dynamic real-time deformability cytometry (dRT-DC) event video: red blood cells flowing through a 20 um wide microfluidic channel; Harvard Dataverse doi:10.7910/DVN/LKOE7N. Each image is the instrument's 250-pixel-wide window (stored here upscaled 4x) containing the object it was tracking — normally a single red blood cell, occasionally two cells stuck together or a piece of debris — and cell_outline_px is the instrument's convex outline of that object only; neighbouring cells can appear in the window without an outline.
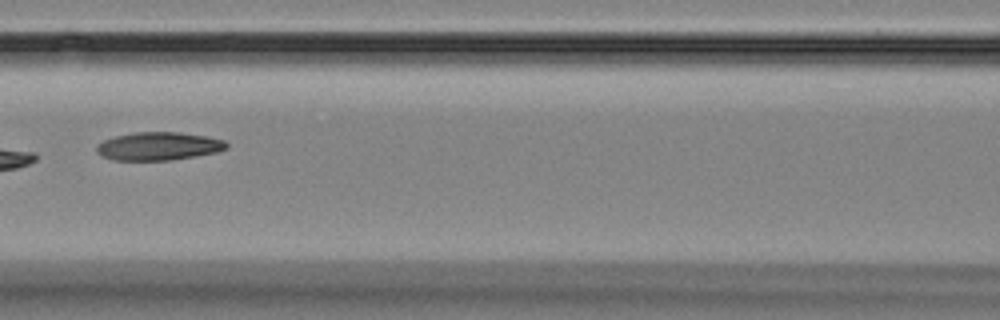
{"species": "Egyptian fruit bat (a non-hibernating species)", "species_latin": "Rousettus aegyptiacus", "temperature_condition": "room temperature", "stored_images_in_passage": 15, "camera_frame_rate_fps": 3000, "um_per_image_px": 0.085, "animal": {"sex": "female"}, "frame": {"image": 1, "passage_image": 7, "time_ms": 7.0, "image_size_px": [1000, 320], "cell_outline_px": [[228, 148], [216, 152], [168, 160], [112, 160], [96, 152], [96, 148], [104, 140], [116, 136], [132, 132], [180, 132], [208, 136], [224, 140], [228, 144]], "centroid_in_image_um": [13.5, 12.41], "position_along_channel_um": 153.1, "area_um2": 21.15}}
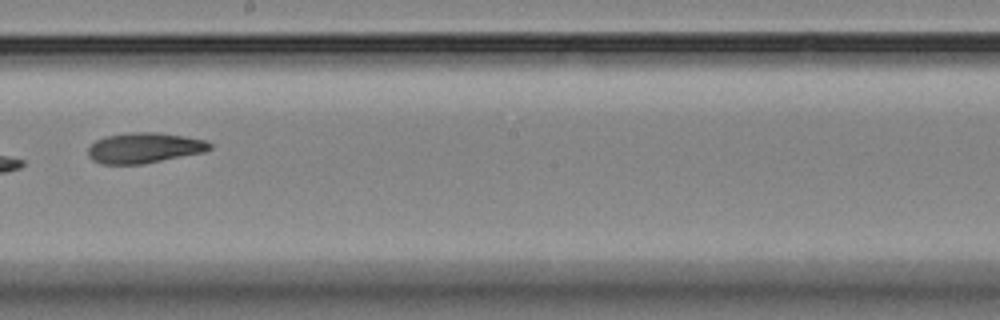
{"frame": {"image": 2, "passage_image": 9, "time_ms": 9.333, "image_size_px": [1000, 320], "cell_outline_px": [[212, 148], [204, 152], [144, 164], [100, 164], [92, 160], [88, 156], [88, 148], [96, 140], [104, 136], [132, 132], [156, 132], [184, 136], [208, 140], [212, 144]], "centroid_in_image_um": [12.27, 12.57], "position_along_channel_um": 235.9, "area_um2": 21.79}}
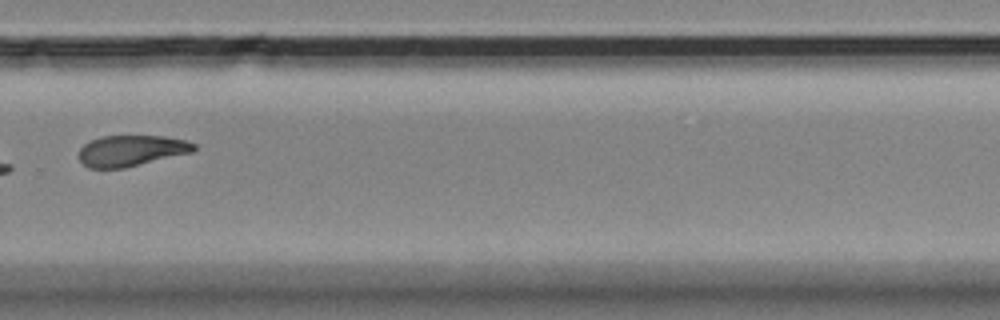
{"frame": {"image": 3, "passage_image": 11, "time_ms": 11.667, "image_size_px": [1000, 320], "cell_outline_px": [[196, 148], [192, 152], [124, 168], [88, 168], [80, 160], [80, 148], [84, 144], [100, 136], [164, 136], [188, 140], [196, 144]], "centroid_in_image_um": [11.18, 12.8], "position_along_channel_um": 318.6, "area_um2": 20.69}, "authors_computed_cell_mechanics": {"area_um2": 21.7906, "velocity_mm_per_s": 3.567, "shape_relaxation_time_tau1_ms": 5.7937, "shape_relaxation_time_tau2_ms": 3.2533, "deformation_change_tau1": 0.1227, "deformation_change_tau2": 0.0944}}